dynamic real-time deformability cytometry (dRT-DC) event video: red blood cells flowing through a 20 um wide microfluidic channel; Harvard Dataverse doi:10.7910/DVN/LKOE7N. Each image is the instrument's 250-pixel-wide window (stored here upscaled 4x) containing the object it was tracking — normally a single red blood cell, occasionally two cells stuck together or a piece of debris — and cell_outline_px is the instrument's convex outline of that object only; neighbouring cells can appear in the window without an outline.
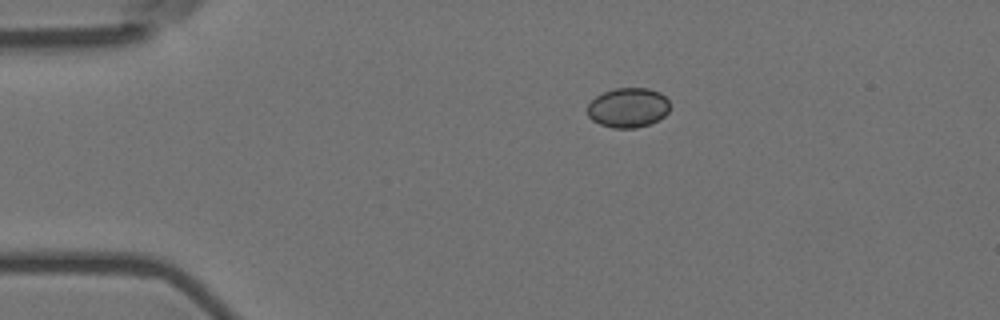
{"species": "Egyptian fruit bat (a non-hibernating species)", "species_latin": "Rousettus aegyptiacus", "temperature_condition": "room temperature", "stored_images_in_passage": 3, "camera_frame_rate_fps": 3000, "um_per_image_px": 0.085, "animal": {"sex": "female"}, "frame": {"image": 1, "passage_image": 1, "time_ms": 0.0, "image_size_px": [1000, 320], "cell_outline_px": [[668, 112], [664, 116], [648, 124], [636, 128], [612, 128], [600, 124], [592, 120], [588, 116], [588, 104], [596, 96], [604, 92], [616, 88], [648, 88], [660, 92], [668, 100]], "centroid_in_image_um": [53.37, 9.15], "position_along_channel_um": 31.6, "area_um2": 18.96}}